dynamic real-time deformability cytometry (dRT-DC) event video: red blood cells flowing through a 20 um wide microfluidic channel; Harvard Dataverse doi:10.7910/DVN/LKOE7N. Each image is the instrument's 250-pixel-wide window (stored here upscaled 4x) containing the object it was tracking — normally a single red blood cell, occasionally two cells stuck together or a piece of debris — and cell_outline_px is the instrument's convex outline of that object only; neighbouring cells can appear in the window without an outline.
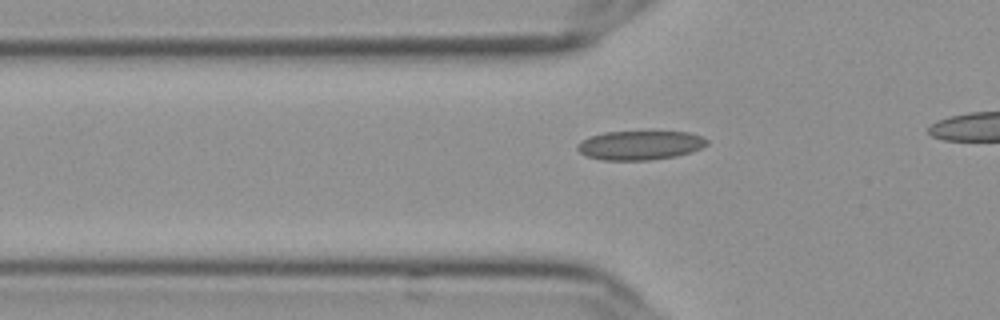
{"species": "Egyptian fruit bat (a non-hibernating species)", "species_latin": "Rousettus aegyptiacus", "temperature_condition": "cold", "stored_images_in_passage": 39, "camera_frame_rate_fps": 3000, "um_per_image_px": 0.085, "frame": {"image": 1, "passage_image": 12, "time_ms": 3.667, "image_size_px": [1000, 320], "cell_outline_px": [[708, 144], [692, 152], [676, 156], [648, 160], [604, 160], [588, 156], [580, 152], [576, 148], [576, 144], [580, 140], [604, 132], [688, 132], [700, 136], [708, 140]], "centroid_in_image_um": [54.39, 12.35], "position_along_channel_um": 71.4, "area_um2": 21.85}}
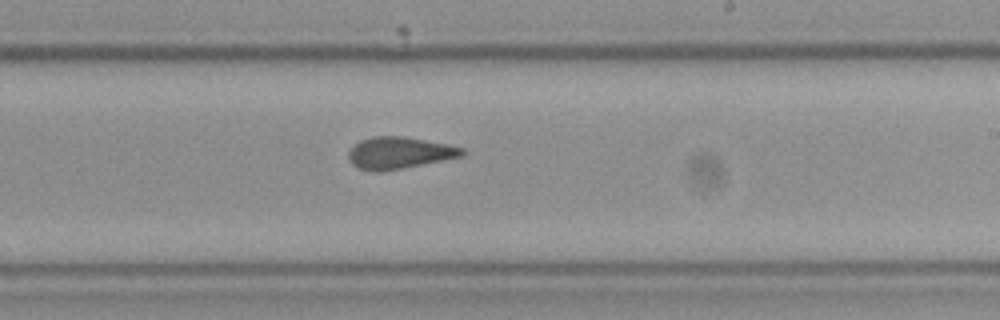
{"frame": {"image": 2, "passage_image": 27, "time_ms": 8.667, "image_size_px": [1000, 320], "cell_outline_px": [[464, 156], [380, 172], [372, 172], [360, 168], [352, 164], [348, 156], [348, 152], [360, 140], [372, 136], [404, 136], [448, 144], [464, 148]], "centroid_in_image_um": [33.94, 12.99], "position_along_channel_um": 255.1, "area_um2": 20.98}}
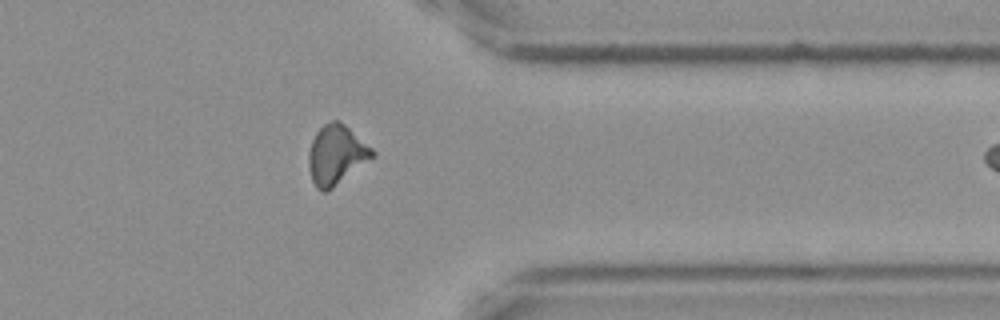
{"frame": {"image": 3, "passage_image": 38, "time_ms": 12.333, "image_size_px": [1000, 320], "cell_outline_px": [[376, 156], [328, 192], [320, 192], [316, 188], [312, 180], [308, 168], [308, 156], [312, 140], [316, 132], [324, 124], [332, 120], [336, 120], [344, 124], [372, 148], [376, 152]], "centroid_in_image_um": [28.58, 13.2], "position_along_channel_um": 382.8, "area_um2": 22.25}}